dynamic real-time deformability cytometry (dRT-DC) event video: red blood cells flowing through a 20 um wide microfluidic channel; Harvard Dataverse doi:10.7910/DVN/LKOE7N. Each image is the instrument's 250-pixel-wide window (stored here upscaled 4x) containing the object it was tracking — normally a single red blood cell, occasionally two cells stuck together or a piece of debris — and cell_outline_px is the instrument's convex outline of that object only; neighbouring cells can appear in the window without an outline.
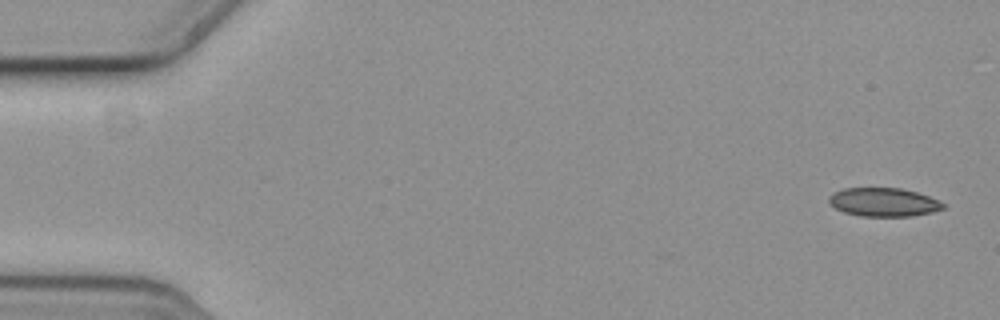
{"species": "common noctule bat (a hibernating species)", "species_latin": "Nyctalus noctula", "temperature_condition": "cold", "stored_images_in_passage": 5, "camera_frame_rate_fps": 3000, "um_per_image_px": 0.085, "animal": {"sex": "female", "body_mass_g": 19.3, "forearm_length_mm": 54.1}, "frame": {"image": 1, "passage_image": 1, "time_ms": 0.0, "image_size_px": [1000, 320], "cell_outline_px": [[944, 208], [932, 212], [912, 216], [860, 216], [844, 212], [836, 208], [828, 200], [828, 196], [832, 192], [844, 188], [900, 188], [916, 192], [940, 200], [944, 204]], "centroid_in_image_um": [75.1, 17.18], "position_along_channel_um": 9.9, "area_um2": 19.02}}
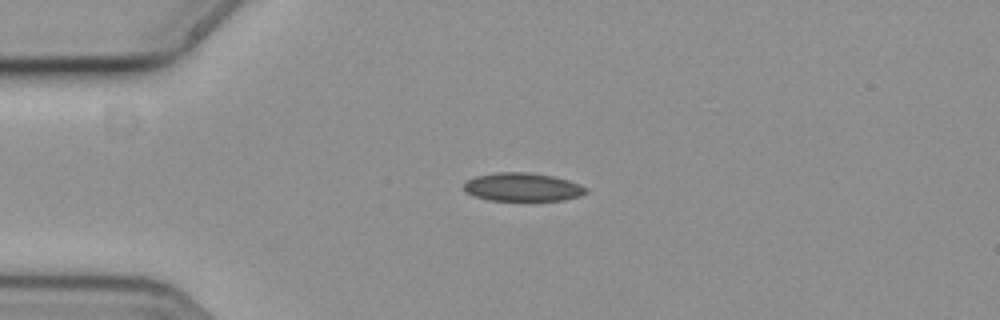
{"frame": {"image": 2, "passage_image": 4, "time_ms": 1.0, "image_size_px": [1000, 320], "cell_outline_px": [[588, 192], [580, 196], [564, 200], [488, 200], [472, 196], [464, 188], [464, 184], [468, 180], [476, 176], [496, 172], [528, 172], [552, 176], [568, 180], [580, 184], [588, 188]], "centroid_in_image_um": [44.44, 15.9], "position_along_channel_um": 40.6, "area_um2": 20.17}}